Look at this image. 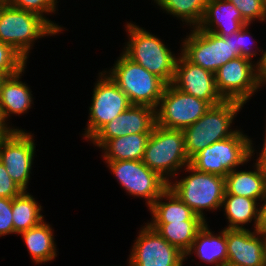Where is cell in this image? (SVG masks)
Returning <instances> with one entry per match:
<instances>
[{"label": "cell", "instance_id": "obj_1", "mask_svg": "<svg viewBox=\"0 0 266 266\" xmlns=\"http://www.w3.org/2000/svg\"><path fill=\"white\" fill-rule=\"evenodd\" d=\"M125 28L129 37L123 53L166 84H171L178 56L173 54L160 38L135 23L127 22Z\"/></svg>", "mask_w": 266, "mask_h": 266}, {"label": "cell", "instance_id": "obj_2", "mask_svg": "<svg viewBox=\"0 0 266 266\" xmlns=\"http://www.w3.org/2000/svg\"><path fill=\"white\" fill-rule=\"evenodd\" d=\"M243 106L237 101L223 100L211 106L195 123L185 128L183 132L188 158L191 159L214 142L233 136L238 129H230L231 125Z\"/></svg>", "mask_w": 266, "mask_h": 266}, {"label": "cell", "instance_id": "obj_3", "mask_svg": "<svg viewBox=\"0 0 266 266\" xmlns=\"http://www.w3.org/2000/svg\"><path fill=\"white\" fill-rule=\"evenodd\" d=\"M142 161L169 183L180 169L190 164L183 130L156 124L147 141Z\"/></svg>", "mask_w": 266, "mask_h": 266}, {"label": "cell", "instance_id": "obj_4", "mask_svg": "<svg viewBox=\"0 0 266 266\" xmlns=\"http://www.w3.org/2000/svg\"><path fill=\"white\" fill-rule=\"evenodd\" d=\"M109 71H104L128 96L132 105H146L157 108L166 83L133 62L123 52Z\"/></svg>", "mask_w": 266, "mask_h": 266}, {"label": "cell", "instance_id": "obj_5", "mask_svg": "<svg viewBox=\"0 0 266 266\" xmlns=\"http://www.w3.org/2000/svg\"><path fill=\"white\" fill-rule=\"evenodd\" d=\"M56 34L40 15L8 4L0 5V41L11 45L26 60L35 40Z\"/></svg>", "mask_w": 266, "mask_h": 266}, {"label": "cell", "instance_id": "obj_6", "mask_svg": "<svg viewBox=\"0 0 266 266\" xmlns=\"http://www.w3.org/2000/svg\"><path fill=\"white\" fill-rule=\"evenodd\" d=\"M253 141L243 131L214 142L190 159V166L203 173L226 177L229 172L246 164L254 153Z\"/></svg>", "mask_w": 266, "mask_h": 266}, {"label": "cell", "instance_id": "obj_7", "mask_svg": "<svg viewBox=\"0 0 266 266\" xmlns=\"http://www.w3.org/2000/svg\"><path fill=\"white\" fill-rule=\"evenodd\" d=\"M188 176L169 182L168 188L174 192L193 212L205 219L203 210H218L222 206L225 193V177L212 173H203L190 165L184 169Z\"/></svg>", "mask_w": 266, "mask_h": 266}, {"label": "cell", "instance_id": "obj_8", "mask_svg": "<svg viewBox=\"0 0 266 266\" xmlns=\"http://www.w3.org/2000/svg\"><path fill=\"white\" fill-rule=\"evenodd\" d=\"M192 29L183 39L181 53L193 64L215 74L226 62L240 56L236 33L220 37L198 27Z\"/></svg>", "mask_w": 266, "mask_h": 266}, {"label": "cell", "instance_id": "obj_9", "mask_svg": "<svg viewBox=\"0 0 266 266\" xmlns=\"http://www.w3.org/2000/svg\"><path fill=\"white\" fill-rule=\"evenodd\" d=\"M215 80L217 90L224 100L242 104H246L252 95L264 86L261 68L254 64V61L241 56L222 65L215 73Z\"/></svg>", "mask_w": 266, "mask_h": 266}, {"label": "cell", "instance_id": "obj_10", "mask_svg": "<svg viewBox=\"0 0 266 266\" xmlns=\"http://www.w3.org/2000/svg\"><path fill=\"white\" fill-rule=\"evenodd\" d=\"M210 107L207 101L167 84L156 108V124L168 129L184 130L202 117Z\"/></svg>", "mask_w": 266, "mask_h": 266}, {"label": "cell", "instance_id": "obj_11", "mask_svg": "<svg viewBox=\"0 0 266 266\" xmlns=\"http://www.w3.org/2000/svg\"><path fill=\"white\" fill-rule=\"evenodd\" d=\"M107 167L129 195L142 197L150 207L168 188V182L142 160L106 161Z\"/></svg>", "mask_w": 266, "mask_h": 266}, {"label": "cell", "instance_id": "obj_12", "mask_svg": "<svg viewBox=\"0 0 266 266\" xmlns=\"http://www.w3.org/2000/svg\"><path fill=\"white\" fill-rule=\"evenodd\" d=\"M98 79L94 85L88 124L83 134L86 140L132 105L128 96L105 72H100Z\"/></svg>", "mask_w": 266, "mask_h": 266}, {"label": "cell", "instance_id": "obj_13", "mask_svg": "<svg viewBox=\"0 0 266 266\" xmlns=\"http://www.w3.org/2000/svg\"><path fill=\"white\" fill-rule=\"evenodd\" d=\"M33 134L21 129L11 130L0 143V161L13 181L27 191L30 180L35 143Z\"/></svg>", "mask_w": 266, "mask_h": 266}, {"label": "cell", "instance_id": "obj_14", "mask_svg": "<svg viewBox=\"0 0 266 266\" xmlns=\"http://www.w3.org/2000/svg\"><path fill=\"white\" fill-rule=\"evenodd\" d=\"M145 224L139 231L128 260L134 266H182L185 254L169 244L148 223Z\"/></svg>", "mask_w": 266, "mask_h": 266}, {"label": "cell", "instance_id": "obj_15", "mask_svg": "<svg viewBox=\"0 0 266 266\" xmlns=\"http://www.w3.org/2000/svg\"><path fill=\"white\" fill-rule=\"evenodd\" d=\"M156 125V109L146 105H131L109 123L102 126L90 139L101 148L113 138L129 134L152 133Z\"/></svg>", "mask_w": 266, "mask_h": 266}, {"label": "cell", "instance_id": "obj_16", "mask_svg": "<svg viewBox=\"0 0 266 266\" xmlns=\"http://www.w3.org/2000/svg\"><path fill=\"white\" fill-rule=\"evenodd\" d=\"M171 84L186 94L207 101L211 106L224 100L217 90L215 74L193 64L182 53L178 54Z\"/></svg>", "mask_w": 266, "mask_h": 266}, {"label": "cell", "instance_id": "obj_17", "mask_svg": "<svg viewBox=\"0 0 266 266\" xmlns=\"http://www.w3.org/2000/svg\"><path fill=\"white\" fill-rule=\"evenodd\" d=\"M228 266H266V234L226 229Z\"/></svg>", "mask_w": 266, "mask_h": 266}, {"label": "cell", "instance_id": "obj_18", "mask_svg": "<svg viewBox=\"0 0 266 266\" xmlns=\"http://www.w3.org/2000/svg\"><path fill=\"white\" fill-rule=\"evenodd\" d=\"M247 24L241 12L229 0H209L198 28L226 37L237 33Z\"/></svg>", "mask_w": 266, "mask_h": 266}, {"label": "cell", "instance_id": "obj_19", "mask_svg": "<svg viewBox=\"0 0 266 266\" xmlns=\"http://www.w3.org/2000/svg\"><path fill=\"white\" fill-rule=\"evenodd\" d=\"M26 66L14 75L7 76L0 87V114L7 124L11 114L26 113L33 104V95L30 87L20 81Z\"/></svg>", "mask_w": 266, "mask_h": 266}, {"label": "cell", "instance_id": "obj_20", "mask_svg": "<svg viewBox=\"0 0 266 266\" xmlns=\"http://www.w3.org/2000/svg\"><path fill=\"white\" fill-rule=\"evenodd\" d=\"M254 170H232L225 177L227 194L244 196L263 203L266 200V171L254 163Z\"/></svg>", "mask_w": 266, "mask_h": 266}, {"label": "cell", "instance_id": "obj_21", "mask_svg": "<svg viewBox=\"0 0 266 266\" xmlns=\"http://www.w3.org/2000/svg\"><path fill=\"white\" fill-rule=\"evenodd\" d=\"M193 253L207 264H214V266L227 265L226 228H223L219 235H215L209 230L206 223L197 233L190 250L185 255V260Z\"/></svg>", "mask_w": 266, "mask_h": 266}, {"label": "cell", "instance_id": "obj_22", "mask_svg": "<svg viewBox=\"0 0 266 266\" xmlns=\"http://www.w3.org/2000/svg\"><path fill=\"white\" fill-rule=\"evenodd\" d=\"M255 199L224 193L222 206L229 222L226 229H246L244 225L254 221V230L261 225L262 205ZM259 206V207H258Z\"/></svg>", "mask_w": 266, "mask_h": 266}, {"label": "cell", "instance_id": "obj_23", "mask_svg": "<svg viewBox=\"0 0 266 266\" xmlns=\"http://www.w3.org/2000/svg\"><path fill=\"white\" fill-rule=\"evenodd\" d=\"M52 231L54 232L51 225L43 220L33 228L19 234L23 237L30 257L36 264H45L57 256V247Z\"/></svg>", "mask_w": 266, "mask_h": 266}, {"label": "cell", "instance_id": "obj_24", "mask_svg": "<svg viewBox=\"0 0 266 266\" xmlns=\"http://www.w3.org/2000/svg\"><path fill=\"white\" fill-rule=\"evenodd\" d=\"M166 199V202H162ZM168 200V201H167ZM152 220L148 223H170V221L204 220L196 215L174 192L167 188L149 207Z\"/></svg>", "mask_w": 266, "mask_h": 266}, {"label": "cell", "instance_id": "obj_25", "mask_svg": "<svg viewBox=\"0 0 266 266\" xmlns=\"http://www.w3.org/2000/svg\"><path fill=\"white\" fill-rule=\"evenodd\" d=\"M205 220L170 221V223H148L169 244L183 254L190 250L197 233L206 224Z\"/></svg>", "mask_w": 266, "mask_h": 266}, {"label": "cell", "instance_id": "obj_26", "mask_svg": "<svg viewBox=\"0 0 266 266\" xmlns=\"http://www.w3.org/2000/svg\"><path fill=\"white\" fill-rule=\"evenodd\" d=\"M151 133H138L113 138L101 149L105 161L142 160Z\"/></svg>", "mask_w": 266, "mask_h": 266}, {"label": "cell", "instance_id": "obj_27", "mask_svg": "<svg viewBox=\"0 0 266 266\" xmlns=\"http://www.w3.org/2000/svg\"><path fill=\"white\" fill-rule=\"evenodd\" d=\"M42 206L31 196L23 191L19 196L12 199V219L14 234H20L38 225L44 220L40 213Z\"/></svg>", "mask_w": 266, "mask_h": 266}, {"label": "cell", "instance_id": "obj_28", "mask_svg": "<svg viewBox=\"0 0 266 266\" xmlns=\"http://www.w3.org/2000/svg\"><path fill=\"white\" fill-rule=\"evenodd\" d=\"M155 2L161 10L196 28L203 19L209 0H154Z\"/></svg>", "mask_w": 266, "mask_h": 266}, {"label": "cell", "instance_id": "obj_29", "mask_svg": "<svg viewBox=\"0 0 266 266\" xmlns=\"http://www.w3.org/2000/svg\"><path fill=\"white\" fill-rule=\"evenodd\" d=\"M57 0H10L8 5L16 7L18 9H23L25 11H30L35 14L40 15L44 18L58 33H61L63 27L61 25L54 23L45 17L44 14L55 13L57 9Z\"/></svg>", "mask_w": 266, "mask_h": 266}, {"label": "cell", "instance_id": "obj_30", "mask_svg": "<svg viewBox=\"0 0 266 266\" xmlns=\"http://www.w3.org/2000/svg\"><path fill=\"white\" fill-rule=\"evenodd\" d=\"M27 60L11 45L0 41V72L6 77L22 70Z\"/></svg>", "mask_w": 266, "mask_h": 266}, {"label": "cell", "instance_id": "obj_31", "mask_svg": "<svg viewBox=\"0 0 266 266\" xmlns=\"http://www.w3.org/2000/svg\"><path fill=\"white\" fill-rule=\"evenodd\" d=\"M241 12L242 17L249 23L266 20L265 0H229Z\"/></svg>", "mask_w": 266, "mask_h": 266}, {"label": "cell", "instance_id": "obj_32", "mask_svg": "<svg viewBox=\"0 0 266 266\" xmlns=\"http://www.w3.org/2000/svg\"><path fill=\"white\" fill-rule=\"evenodd\" d=\"M14 234L12 199L0 197V236Z\"/></svg>", "mask_w": 266, "mask_h": 266}, {"label": "cell", "instance_id": "obj_33", "mask_svg": "<svg viewBox=\"0 0 266 266\" xmlns=\"http://www.w3.org/2000/svg\"><path fill=\"white\" fill-rule=\"evenodd\" d=\"M22 192L23 190L13 181L0 161V197L13 199Z\"/></svg>", "mask_w": 266, "mask_h": 266}, {"label": "cell", "instance_id": "obj_34", "mask_svg": "<svg viewBox=\"0 0 266 266\" xmlns=\"http://www.w3.org/2000/svg\"><path fill=\"white\" fill-rule=\"evenodd\" d=\"M249 25L250 24L244 25V27L236 33V43H237V52L239 53V55L241 57L247 58L252 61V58L256 56L258 53L256 50L254 51L253 48L251 47L252 43L248 45L249 43L248 40H250L249 38L253 37L249 35L250 32H248L247 29L249 28Z\"/></svg>", "mask_w": 266, "mask_h": 266}, {"label": "cell", "instance_id": "obj_35", "mask_svg": "<svg viewBox=\"0 0 266 266\" xmlns=\"http://www.w3.org/2000/svg\"><path fill=\"white\" fill-rule=\"evenodd\" d=\"M257 66L261 68V79L262 84L266 85V50H262V56L256 62Z\"/></svg>", "mask_w": 266, "mask_h": 266}, {"label": "cell", "instance_id": "obj_36", "mask_svg": "<svg viewBox=\"0 0 266 266\" xmlns=\"http://www.w3.org/2000/svg\"><path fill=\"white\" fill-rule=\"evenodd\" d=\"M264 137L263 148L260 150L261 152L259 153V157L257 158L256 163L266 171V129Z\"/></svg>", "mask_w": 266, "mask_h": 266}, {"label": "cell", "instance_id": "obj_37", "mask_svg": "<svg viewBox=\"0 0 266 266\" xmlns=\"http://www.w3.org/2000/svg\"><path fill=\"white\" fill-rule=\"evenodd\" d=\"M262 206V212H261V225H260V231L264 234H266V200L261 204Z\"/></svg>", "mask_w": 266, "mask_h": 266}, {"label": "cell", "instance_id": "obj_38", "mask_svg": "<svg viewBox=\"0 0 266 266\" xmlns=\"http://www.w3.org/2000/svg\"><path fill=\"white\" fill-rule=\"evenodd\" d=\"M11 126L8 125H0V143L2 139L11 131L15 130V128H10Z\"/></svg>", "mask_w": 266, "mask_h": 266}, {"label": "cell", "instance_id": "obj_39", "mask_svg": "<svg viewBox=\"0 0 266 266\" xmlns=\"http://www.w3.org/2000/svg\"><path fill=\"white\" fill-rule=\"evenodd\" d=\"M5 78H6V76L2 72H0V87H1L2 82L4 81Z\"/></svg>", "mask_w": 266, "mask_h": 266}, {"label": "cell", "instance_id": "obj_40", "mask_svg": "<svg viewBox=\"0 0 266 266\" xmlns=\"http://www.w3.org/2000/svg\"><path fill=\"white\" fill-rule=\"evenodd\" d=\"M10 0H0V5L8 4Z\"/></svg>", "mask_w": 266, "mask_h": 266}, {"label": "cell", "instance_id": "obj_41", "mask_svg": "<svg viewBox=\"0 0 266 266\" xmlns=\"http://www.w3.org/2000/svg\"><path fill=\"white\" fill-rule=\"evenodd\" d=\"M0 125H8V124H5V122L3 121L1 114H0Z\"/></svg>", "mask_w": 266, "mask_h": 266}, {"label": "cell", "instance_id": "obj_42", "mask_svg": "<svg viewBox=\"0 0 266 266\" xmlns=\"http://www.w3.org/2000/svg\"><path fill=\"white\" fill-rule=\"evenodd\" d=\"M128 264H129L128 266H134L130 261L128 262Z\"/></svg>", "mask_w": 266, "mask_h": 266}]
</instances>
